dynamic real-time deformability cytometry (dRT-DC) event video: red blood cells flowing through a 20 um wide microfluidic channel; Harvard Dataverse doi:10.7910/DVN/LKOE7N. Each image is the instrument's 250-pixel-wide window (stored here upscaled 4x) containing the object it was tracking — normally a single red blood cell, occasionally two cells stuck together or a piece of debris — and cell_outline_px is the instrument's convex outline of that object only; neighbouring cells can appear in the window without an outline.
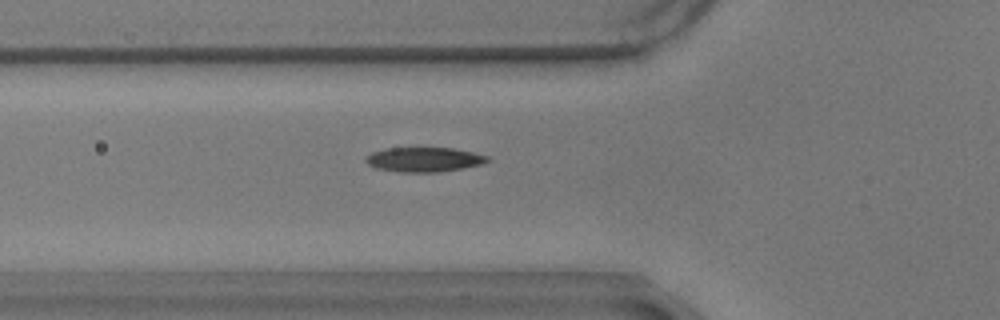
{"species": "common noctule bat (a hibernating species)", "species_latin": "Nyctalus noctula", "temperature_condition": "warm", "stored_images_in_passage": 41, "camera_frame_rate_fps": 3000, "um_per_image_px": 0.085, "animal": {"sex": "male", "body_mass_g": 17.9}, "frame": {"image": 1, "passage_image": 5, "time_ms": 1.333, "image_size_px": [1000, 320], "cell_outline_px": [[492, 160], [480, 164], [440, 172], [400, 172], [376, 168], [368, 164], [364, 160], [364, 156], [372, 152], [384, 148], [452, 148], [492, 156]], "centroid_in_image_um": [36.03, 13.55], "position_along_channel_um": 89.8, "area_um2": 17.51}}
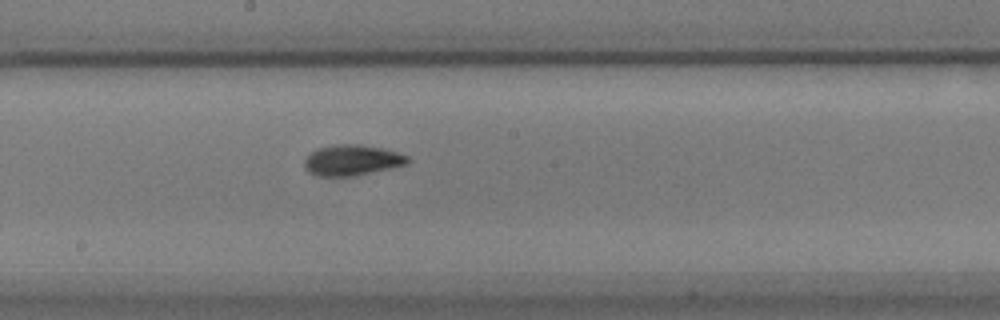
{"frame": {"image": 2, "passage_image": 16, "time_ms": 5.0, "image_size_px": [1000, 320], "cell_outline_px": [[412, 160], [408, 164], [392, 168], [352, 176], [316, 176], [308, 172], [304, 168], [304, 160], [316, 148], [336, 144], [360, 144], [384, 148], [408, 156]], "centroid_in_image_um": [29.93, 13.61], "position_along_channel_um": 218.3, "area_um2": 18.67}}
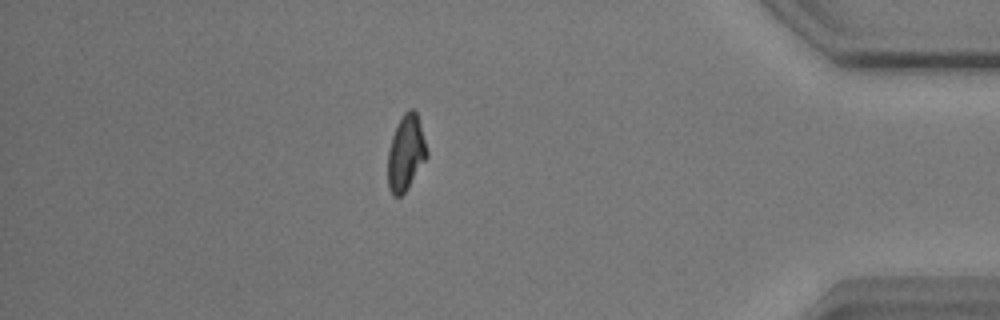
{"frame": {"image": 3, "passage_image": 35, "time_ms": 11.333, "image_size_px": [1000, 320], "cell_outline_px": [[428, 156], [408, 188], [400, 196], [392, 196], [388, 188], [388, 152], [392, 136], [404, 112], [408, 108], [412, 108], [416, 112], [420, 124], [428, 152]], "centroid_in_image_um": [34.5, 13.02], "position_along_channel_um": 400.7, "area_um2": 17.05}, "authors_computed_cell_mechanics": {"area_um2": 17.3978, "velocity_mm_per_s": 3.4876, "shape_relaxation_time_tau1_ms": 3.7785, "shape_relaxation_time_tau2_ms": 2.5292, "deformation_change_tau1": 0.1478, "deformation_change_tau2": 0.0825}}